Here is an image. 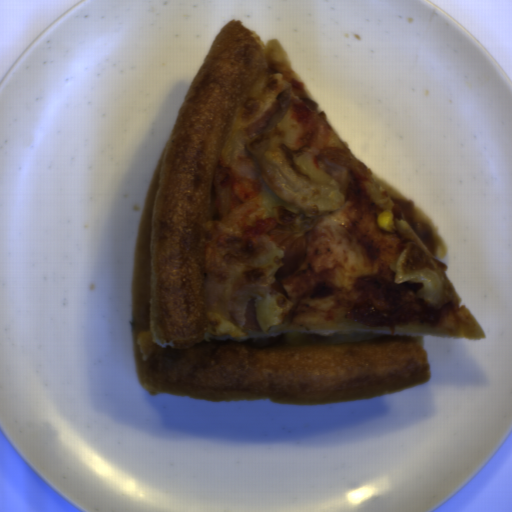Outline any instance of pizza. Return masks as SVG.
I'll list each match as a JSON object with an SVG mask.
<instances>
[{
  "mask_svg": "<svg viewBox=\"0 0 512 512\" xmlns=\"http://www.w3.org/2000/svg\"><path fill=\"white\" fill-rule=\"evenodd\" d=\"M392 212L394 227H379ZM446 246L332 129L277 39L214 38L160 152L135 242L148 394L281 405L429 381L423 336L485 339Z\"/></svg>",
  "mask_w": 512,
  "mask_h": 512,
  "instance_id": "obj_1",
  "label": "pizza"
}]
</instances>
